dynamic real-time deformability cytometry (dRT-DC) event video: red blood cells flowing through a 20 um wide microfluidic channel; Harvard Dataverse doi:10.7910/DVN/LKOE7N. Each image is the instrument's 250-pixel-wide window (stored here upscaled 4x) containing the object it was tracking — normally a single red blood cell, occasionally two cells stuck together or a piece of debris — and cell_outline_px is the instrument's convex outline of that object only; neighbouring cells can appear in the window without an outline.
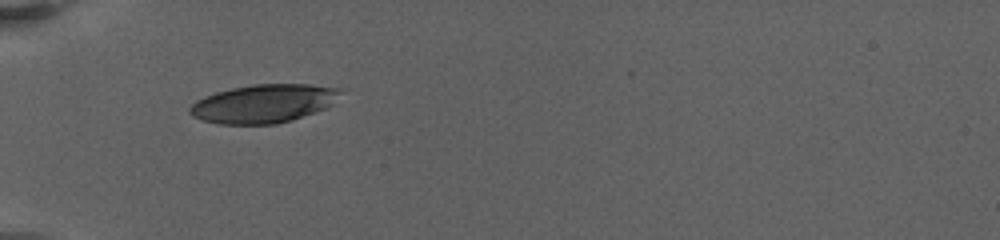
{"species": "human", "species_latin": "Homo sapiens", "temperature_condition": "warm", "stored_images_in_passage": 76, "camera_frame_rate_fps": 3000, "um_per_image_px": 0.085, "donor": {"sex": "female"}, "frame": {"image": 1, "passage_image": 1, "time_ms": 0.0, "image_size_px": [1000, 240], "cell_outline_px": [[344, 92], [324, 108], [292, 120], [276, 124], [220, 124], [204, 120], [192, 116], [188, 112], [188, 108], [196, 100], [216, 92], [232, 88], [256, 84], [308, 84], [340, 88]], "centroid_in_image_um": [22.38, 8.8], "position_along_channel_um": 62.6, "area_um2": 33.47}}
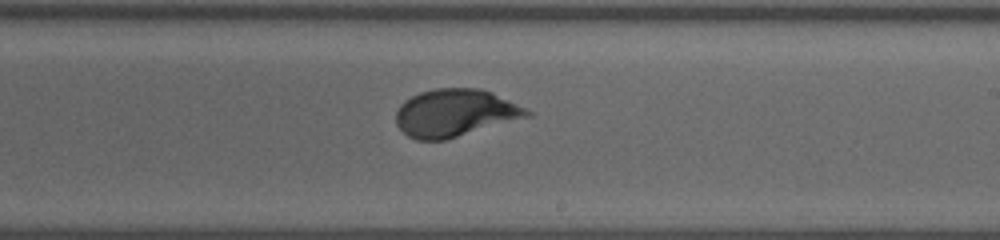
{"frame": {"image": 2, "passage_image": 25, "time_ms": 6.333, "image_size_px": [1000, 240], "cell_outline_px": [[532, 116], [444, 140], [416, 140], [408, 136], [396, 124], [396, 112], [400, 104], [404, 100], [420, 92], [436, 88], [480, 88], [492, 92], [532, 112]], "centroid_in_image_um": [38.66, 9.6], "position_along_channel_um": 250.3, "area_um2": 36.13}}
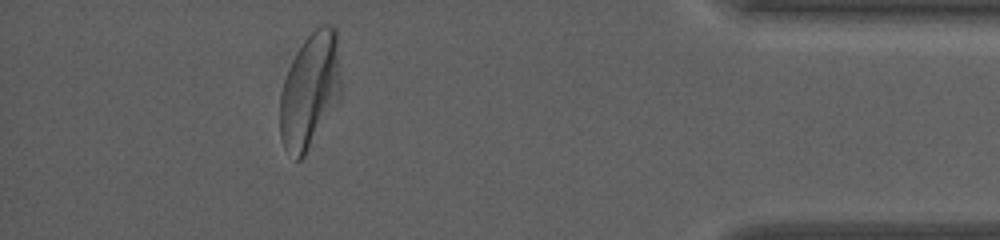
{"frame": {"image": 3, "passage_image": 63, "time_ms": 12.667, "image_size_px": [1000, 240], "cell_outline_px": [[340, 92], [336, 100], [304, 156], [300, 160], [296, 160], [284, 148], [280, 136], [280, 92], [288, 68], [296, 52], [304, 40], [320, 24], [332, 24], [336, 28], [340, 72]], "centroid_in_image_um": [26.31, 7.64], "position_along_channel_um": 408.9, "area_um2": 40.29}, "authors_computed_cell_mechanics": {"area_um2": 35.4314, "velocity_mm_per_s": 3.1227, "shape_relaxation_time_tau1_ms": 4.4921, "shape_relaxation_time_tau2_ms": null, "deformation_change_tau1": 0.181, "deformation_change_tau2": null}}